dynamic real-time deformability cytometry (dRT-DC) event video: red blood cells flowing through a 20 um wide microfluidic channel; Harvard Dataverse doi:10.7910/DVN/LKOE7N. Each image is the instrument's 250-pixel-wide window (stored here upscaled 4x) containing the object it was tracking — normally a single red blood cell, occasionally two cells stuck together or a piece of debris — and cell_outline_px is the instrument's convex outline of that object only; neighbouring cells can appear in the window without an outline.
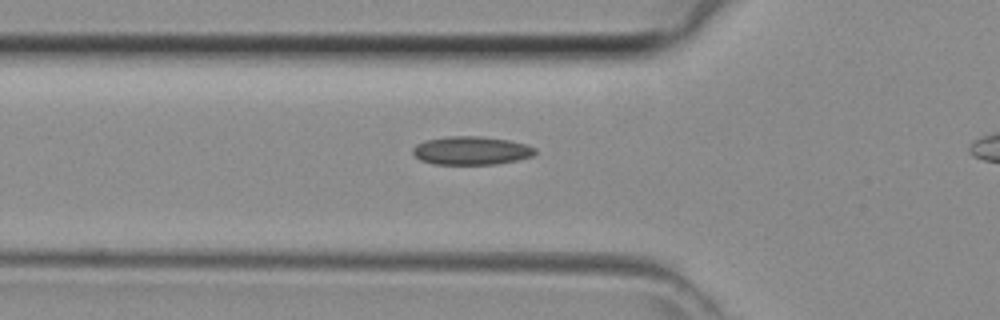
{"species": "common noctule bat (a hibernating species)", "species_latin": "Nyctalus noctula", "temperature_condition": "room temperature", "stored_images_in_passage": 23, "camera_frame_rate_fps": 3000, "um_per_image_px": 0.085, "animal": {"sex": "female", "body_mass_g": 29.2, "forearm_length_mm": 56.3}, "frame": {"image": 1, "passage_image": 2, "time_ms": 0.333, "image_size_px": [1000, 320], "cell_outline_px": [[536, 152], [532, 156], [516, 160], [496, 164], [436, 164], [420, 160], [412, 152], [412, 148], [416, 144], [424, 140], [448, 136], [480, 136], [508, 140], [524, 144], [536, 148]], "centroid_in_image_um": [40.03, 12.79], "position_along_channel_um": 85.8, "area_um2": 20.17}}
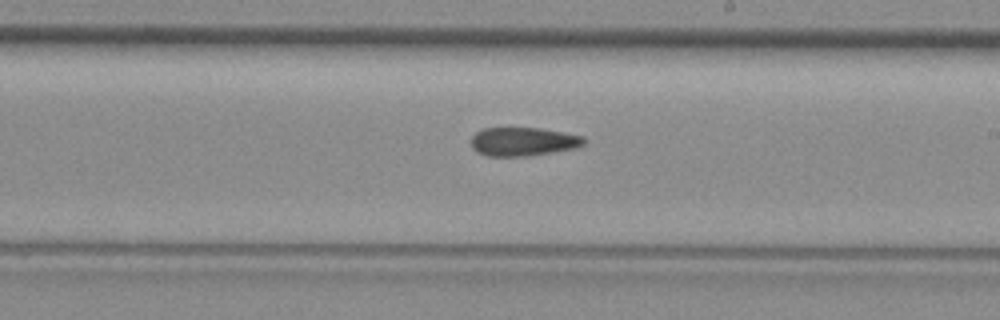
{"frame": {"image": 2, "passage_image": 12, "time_ms": 3.667, "image_size_px": [1000, 320], "cell_outline_px": [[588, 140], [584, 144], [572, 148], [528, 156], [488, 156], [476, 152], [472, 148], [472, 136], [476, 132], [484, 128], [540, 128], [564, 132], [584, 136]], "centroid_in_image_um": [44.46, 12.03], "position_along_channel_um": 244.5, "area_um2": 18.79}}
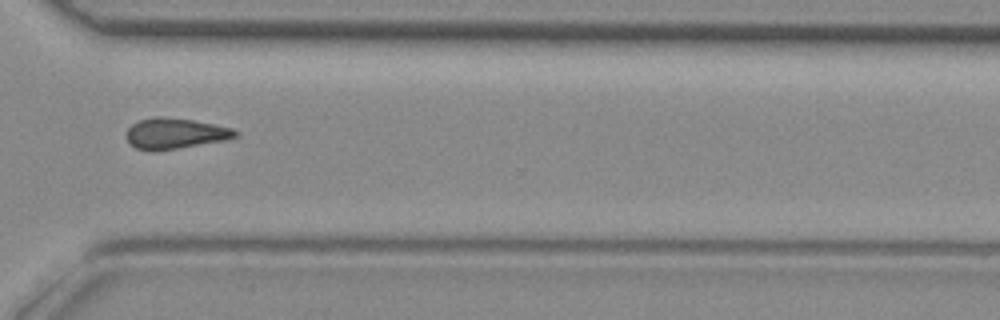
{"frame": {"image": 3, "passage_image": 19, "time_ms": 6.0, "image_size_px": [1000, 320], "cell_outline_px": [[236, 136], [228, 140], [176, 148], [136, 148], [128, 140], [128, 128], [132, 124], [140, 120], [156, 116], [168, 116], [192, 120], [232, 128], [236, 132]], "centroid_in_image_um": [14.93, 11.3], "position_along_channel_um": 355.7, "area_um2": 18.73}}